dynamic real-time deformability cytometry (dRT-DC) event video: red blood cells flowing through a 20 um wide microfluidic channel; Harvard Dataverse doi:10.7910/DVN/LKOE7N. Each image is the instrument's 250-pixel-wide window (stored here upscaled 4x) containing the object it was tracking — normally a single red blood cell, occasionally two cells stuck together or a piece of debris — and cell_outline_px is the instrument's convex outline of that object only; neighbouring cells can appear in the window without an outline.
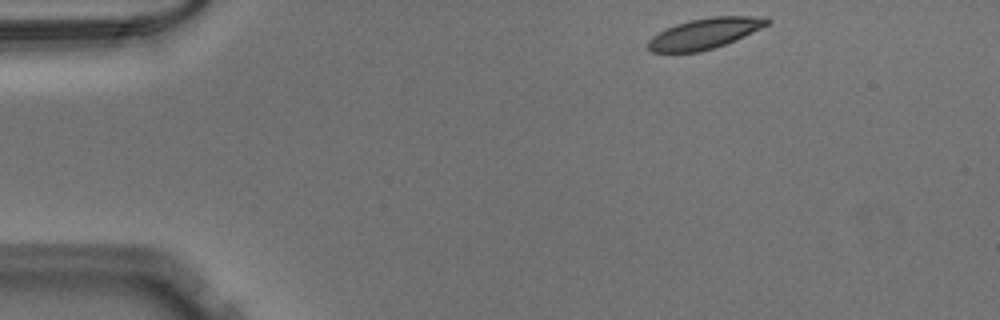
{"species": "Egyptian fruit bat (a non-hibernating species)", "species_latin": "Rousettus aegyptiacus", "temperature_condition": "warm", "stored_images_in_passage": 45, "camera_frame_rate_fps": 3000, "um_per_image_px": 0.085, "animal": {"sex": "male"}, "frame": {"image": 1, "passage_image": 1, "time_ms": 0.0, "image_size_px": [1000, 320], "cell_outline_px": [[772, 20], [768, 24], [736, 40], [700, 52], [652, 52], [648, 48], [648, 40], [652, 36], [676, 24], [692, 20], [712, 16], [768, 16]], "centroid_in_image_um": [59.94, 2.83], "position_along_channel_um": 25.1, "area_um2": 21.04}}
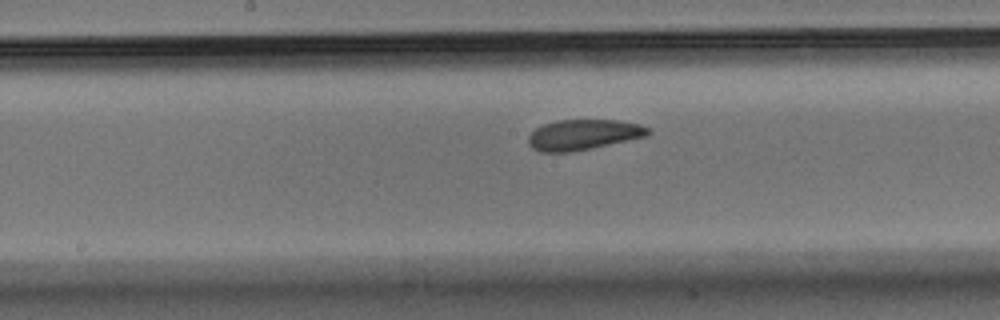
{"frame": {"image": 2, "passage_image": 20, "time_ms": 6.333, "image_size_px": [1000, 320], "cell_outline_px": [[652, 132], [644, 136], [592, 148], [568, 152], [540, 152], [532, 148], [528, 144], [528, 136], [536, 128], [544, 124], [556, 120], [620, 120], [640, 124], [652, 128]], "centroid_in_image_um": [49.58, 11.44], "position_along_channel_um": 198.6, "area_um2": 21.21}}
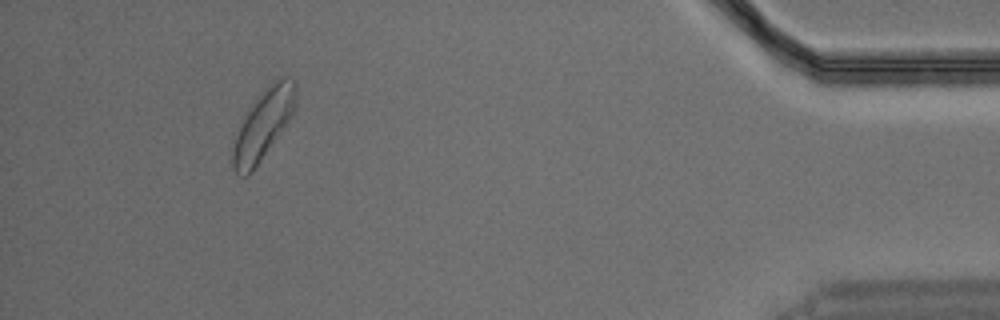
{"frame": {"image": 3, "passage_image": 41, "time_ms": 13.333, "image_size_px": [1000, 320], "cell_outline_px": [[296, 104], [288, 120], [252, 172], [248, 176], [240, 176], [232, 168], [232, 140], [244, 116], [252, 104], [264, 88], [268, 84], [280, 76], [284, 76], [292, 80], [296, 84]], "centroid_in_image_um": [22.33, 10.57], "position_along_channel_um": 412.9, "area_um2": 25.32}}